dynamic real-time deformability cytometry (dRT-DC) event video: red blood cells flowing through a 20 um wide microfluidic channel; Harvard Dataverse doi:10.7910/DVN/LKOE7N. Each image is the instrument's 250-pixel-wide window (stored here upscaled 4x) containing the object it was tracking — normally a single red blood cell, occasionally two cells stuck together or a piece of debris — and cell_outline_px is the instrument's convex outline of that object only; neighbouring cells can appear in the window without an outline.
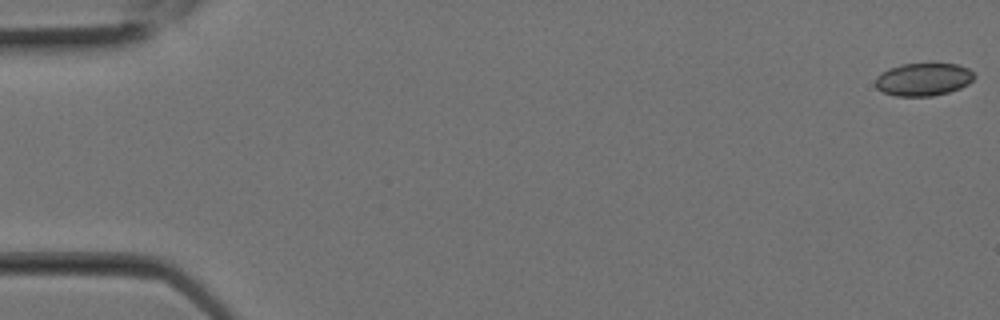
{"species": "Egyptian fruit bat (a non-hibernating species)", "species_latin": "Rousettus aegyptiacus", "temperature_condition": "room temperature", "stored_images_in_passage": 2, "camera_frame_rate_fps": 3000, "um_per_image_px": 0.085, "animal": {"sex": "female"}, "frame": {"image": 1, "passage_image": 1, "time_ms": 0.0, "image_size_px": [1000, 320], "cell_outline_px": [[976, 76], [968, 84], [960, 88], [948, 92], [932, 96], [896, 96], [884, 92], [876, 88], [876, 76], [880, 72], [888, 68], [900, 64], [928, 60], [932, 60], [956, 64], [968, 68]], "centroid_in_image_um": [78.48, 6.68], "position_along_channel_um": 6.5, "area_um2": 19.77}}